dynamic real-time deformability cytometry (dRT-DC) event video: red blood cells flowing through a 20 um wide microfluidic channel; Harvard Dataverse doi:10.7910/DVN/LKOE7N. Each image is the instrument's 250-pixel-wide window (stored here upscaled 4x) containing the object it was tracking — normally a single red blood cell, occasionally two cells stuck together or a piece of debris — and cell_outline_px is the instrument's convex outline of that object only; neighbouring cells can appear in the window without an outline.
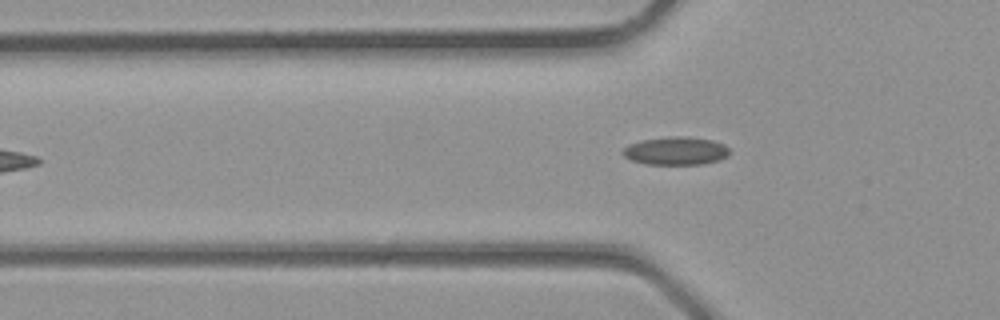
{"species": "common noctule bat (a hibernating species)", "species_latin": "Nyctalus noctula", "temperature_condition": "room temperature", "stored_images_in_passage": 4, "camera_frame_rate_fps": 3000, "um_per_image_px": 0.085, "animal": {"sex": "male", "body_mass_g": 23.1, "forearm_length_mm": 52.7}, "frame": {"image": 1, "passage_image": 4, "time_ms": 1.0, "image_size_px": [1000, 320], "cell_outline_px": [[732, 152], [728, 156], [720, 160], [700, 164], [644, 164], [632, 160], [624, 156], [620, 152], [628, 144], [640, 140], [672, 136], [680, 136], [712, 140], [724, 144]], "centroid_in_image_um": [57.44, 12.82], "position_along_channel_um": 68.4, "area_um2": 17.57}}